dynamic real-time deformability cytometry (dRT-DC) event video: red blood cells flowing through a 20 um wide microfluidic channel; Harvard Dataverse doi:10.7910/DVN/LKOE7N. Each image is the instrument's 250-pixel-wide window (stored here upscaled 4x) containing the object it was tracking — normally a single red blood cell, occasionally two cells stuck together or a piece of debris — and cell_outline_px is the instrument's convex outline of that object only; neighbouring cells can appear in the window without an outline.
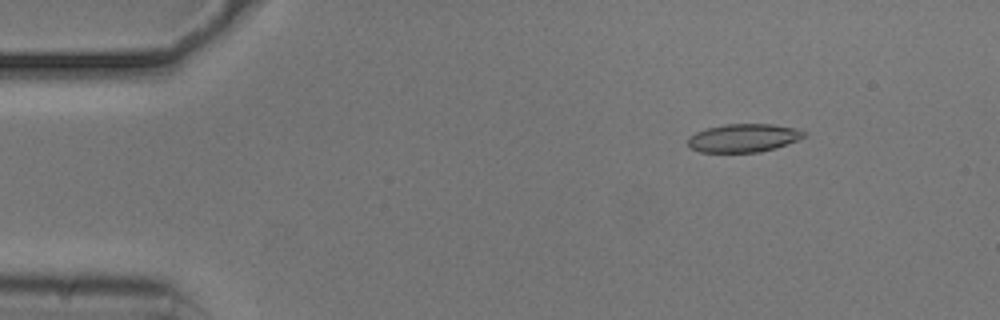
{"species": "common noctule bat (a hibernating species)", "species_latin": "Nyctalus noctula", "temperature_condition": "cold", "stored_images_in_passage": 25, "camera_frame_rate_fps": 3000, "um_per_image_px": 0.085, "animal": {"sex": "male", "body_mass_g": 20.5, "forearm_length_mm": 52.5}, "frame": {"image": 1, "passage_image": 7, "time_ms": 2.0, "image_size_px": [1000, 320], "cell_outline_px": [[808, 136], [776, 148], [760, 152], [700, 152], [688, 148], [688, 136], [696, 132], [708, 128], [724, 124], [772, 124], [796, 128], [808, 132]], "centroid_in_image_um": [63.22, 11.73], "position_along_channel_um": 21.8, "area_um2": 19.36}}